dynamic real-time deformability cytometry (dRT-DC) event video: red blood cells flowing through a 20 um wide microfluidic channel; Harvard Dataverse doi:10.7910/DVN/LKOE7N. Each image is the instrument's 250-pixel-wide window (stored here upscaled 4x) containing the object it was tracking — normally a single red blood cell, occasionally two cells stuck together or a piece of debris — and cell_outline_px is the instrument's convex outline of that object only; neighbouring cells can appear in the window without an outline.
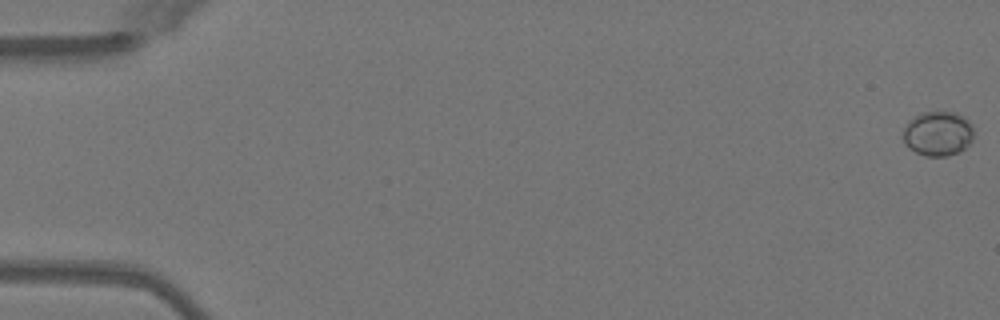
{"species": "Egyptian fruit bat (a non-hibernating species)", "species_latin": "Rousettus aegyptiacus", "temperature_condition": "warm", "stored_images_in_passage": 51, "camera_frame_rate_fps": 3000, "um_per_image_px": 0.085, "animal": {"sex": "female"}, "frame": {"image": 1, "passage_image": 1, "time_ms": 0.0, "image_size_px": [1000, 320], "cell_outline_px": [[972, 140], [960, 152], [948, 156], [924, 156], [908, 148], [904, 140], [904, 128], [916, 116], [924, 112], [956, 112], [964, 116], [972, 124]], "centroid_in_image_um": [79.75, 11.37], "position_along_channel_um": 5.2, "area_um2": 18.21}}
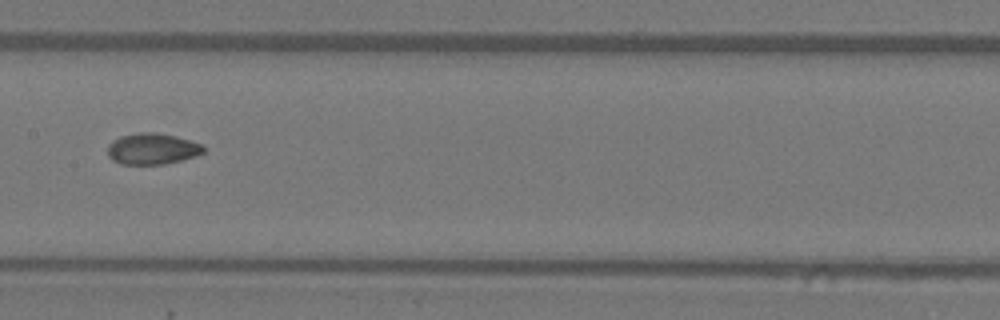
{"frame": {"image": 2, "passage_image": 27, "time_ms": 8.667, "image_size_px": [1000, 320], "cell_outline_px": [[204, 152], [196, 156], [164, 164], [120, 164], [112, 160], [108, 156], [108, 144], [112, 140], [120, 136], [140, 132], [156, 132], [176, 136], [204, 144]], "centroid_in_image_um": [12.94, 12.64], "position_along_channel_um": 194.5, "area_um2": 17.57}}
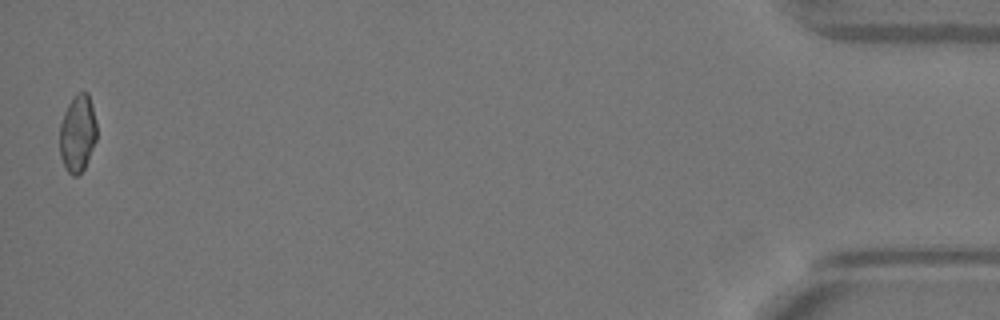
{"frame": {"image": 3, "passage_image": 51, "time_ms": 16.667, "image_size_px": [1000, 320], "cell_outline_px": [[96, 140], [88, 160], [84, 168], [76, 176], [72, 176], [64, 168], [60, 156], [60, 124], [64, 112], [72, 96], [76, 92], [88, 92], [96, 120]], "centroid_in_image_um": [6.59, 11.33], "position_along_channel_um": 428.6, "area_um2": 16.82}, "authors_computed_cell_mechanics": {"area_um2": 17.1666, "velocity_mm_per_s": 4.047, "shape_relaxation_time_tau1_ms": 11.0772, "shape_relaxation_time_tau2_ms": 1.4833, "deformation_change_tau1": 0.1907, "deformation_change_tau2": 0.0579}}